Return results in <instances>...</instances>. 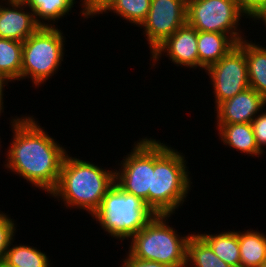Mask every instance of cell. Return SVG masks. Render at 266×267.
I'll use <instances>...</instances> for the list:
<instances>
[{
	"label": "cell",
	"instance_id": "cell-1",
	"mask_svg": "<svg viewBox=\"0 0 266 267\" xmlns=\"http://www.w3.org/2000/svg\"><path fill=\"white\" fill-rule=\"evenodd\" d=\"M24 116L9 120L13 135L3 165L32 188L49 194L56 187L64 157L70 152L44 131L34 115Z\"/></svg>",
	"mask_w": 266,
	"mask_h": 267
},
{
	"label": "cell",
	"instance_id": "cell-2",
	"mask_svg": "<svg viewBox=\"0 0 266 267\" xmlns=\"http://www.w3.org/2000/svg\"><path fill=\"white\" fill-rule=\"evenodd\" d=\"M114 183L115 169H105L67 153L57 185L49 195L60 200L66 209L83 210L91 216Z\"/></svg>",
	"mask_w": 266,
	"mask_h": 267
},
{
	"label": "cell",
	"instance_id": "cell-3",
	"mask_svg": "<svg viewBox=\"0 0 266 267\" xmlns=\"http://www.w3.org/2000/svg\"><path fill=\"white\" fill-rule=\"evenodd\" d=\"M154 139V170L148 207L157 214L174 215L187 200L193 182L183 152Z\"/></svg>",
	"mask_w": 266,
	"mask_h": 267
},
{
	"label": "cell",
	"instance_id": "cell-4",
	"mask_svg": "<svg viewBox=\"0 0 266 267\" xmlns=\"http://www.w3.org/2000/svg\"><path fill=\"white\" fill-rule=\"evenodd\" d=\"M168 214L155 215L129 240L128 253L141 260L156 261L170 267H186L187 241L192 233L181 236L169 225ZM169 219V220H168Z\"/></svg>",
	"mask_w": 266,
	"mask_h": 267
},
{
	"label": "cell",
	"instance_id": "cell-5",
	"mask_svg": "<svg viewBox=\"0 0 266 267\" xmlns=\"http://www.w3.org/2000/svg\"><path fill=\"white\" fill-rule=\"evenodd\" d=\"M155 215L139 197L121 190L114 183L91 217L106 235L122 242L137 234Z\"/></svg>",
	"mask_w": 266,
	"mask_h": 267
},
{
	"label": "cell",
	"instance_id": "cell-6",
	"mask_svg": "<svg viewBox=\"0 0 266 267\" xmlns=\"http://www.w3.org/2000/svg\"><path fill=\"white\" fill-rule=\"evenodd\" d=\"M63 33L56 26L40 27L23 42L21 80L30 79L38 88L61 69L66 45Z\"/></svg>",
	"mask_w": 266,
	"mask_h": 267
},
{
	"label": "cell",
	"instance_id": "cell-7",
	"mask_svg": "<svg viewBox=\"0 0 266 267\" xmlns=\"http://www.w3.org/2000/svg\"><path fill=\"white\" fill-rule=\"evenodd\" d=\"M186 14L187 24L197 31L227 34L236 44L246 38L240 30L246 16L235 0H187Z\"/></svg>",
	"mask_w": 266,
	"mask_h": 267
},
{
	"label": "cell",
	"instance_id": "cell-8",
	"mask_svg": "<svg viewBox=\"0 0 266 267\" xmlns=\"http://www.w3.org/2000/svg\"><path fill=\"white\" fill-rule=\"evenodd\" d=\"M131 152L120 161L115 170V184L123 191L139 197L148 206L154 170V139L142 137L135 141Z\"/></svg>",
	"mask_w": 266,
	"mask_h": 267
},
{
	"label": "cell",
	"instance_id": "cell-9",
	"mask_svg": "<svg viewBox=\"0 0 266 267\" xmlns=\"http://www.w3.org/2000/svg\"><path fill=\"white\" fill-rule=\"evenodd\" d=\"M205 72L214 90V109L250 87L245 53L238 44Z\"/></svg>",
	"mask_w": 266,
	"mask_h": 267
},
{
	"label": "cell",
	"instance_id": "cell-10",
	"mask_svg": "<svg viewBox=\"0 0 266 267\" xmlns=\"http://www.w3.org/2000/svg\"><path fill=\"white\" fill-rule=\"evenodd\" d=\"M187 0H151L146 19L139 26L151 52L187 23Z\"/></svg>",
	"mask_w": 266,
	"mask_h": 267
},
{
	"label": "cell",
	"instance_id": "cell-11",
	"mask_svg": "<svg viewBox=\"0 0 266 267\" xmlns=\"http://www.w3.org/2000/svg\"><path fill=\"white\" fill-rule=\"evenodd\" d=\"M197 39L198 31L186 23L151 52L150 65L154 67L166 56L177 67L199 68Z\"/></svg>",
	"mask_w": 266,
	"mask_h": 267
},
{
	"label": "cell",
	"instance_id": "cell-12",
	"mask_svg": "<svg viewBox=\"0 0 266 267\" xmlns=\"http://www.w3.org/2000/svg\"><path fill=\"white\" fill-rule=\"evenodd\" d=\"M2 4L0 5V38L23 43L41 27L31 9L22 0H5Z\"/></svg>",
	"mask_w": 266,
	"mask_h": 267
},
{
	"label": "cell",
	"instance_id": "cell-13",
	"mask_svg": "<svg viewBox=\"0 0 266 267\" xmlns=\"http://www.w3.org/2000/svg\"><path fill=\"white\" fill-rule=\"evenodd\" d=\"M265 105L266 99L249 87L215 108V123H251Z\"/></svg>",
	"mask_w": 266,
	"mask_h": 267
},
{
	"label": "cell",
	"instance_id": "cell-14",
	"mask_svg": "<svg viewBox=\"0 0 266 267\" xmlns=\"http://www.w3.org/2000/svg\"><path fill=\"white\" fill-rule=\"evenodd\" d=\"M219 139L224 146L233 148L240 153L252 157H261L262 152L258 149L251 123H216Z\"/></svg>",
	"mask_w": 266,
	"mask_h": 267
},
{
	"label": "cell",
	"instance_id": "cell-15",
	"mask_svg": "<svg viewBox=\"0 0 266 267\" xmlns=\"http://www.w3.org/2000/svg\"><path fill=\"white\" fill-rule=\"evenodd\" d=\"M236 45L227 34L198 31L199 70L203 69L205 71Z\"/></svg>",
	"mask_w": 266,
	"mask_h": 267
},
{
	"label": "cell",
	"instance_id": "cell-16",
	"mask_svg": "<svg viewBox=\"0 0 266 267\" xmlns=\"http://www.w3.org/2000/svg\"><path fill=\"white\" fill-rule=\"evenodd\" d=\"M242 39L238 45L247 61L249 86L266 99V46Z\"/></svg>",
	"mask_w": 266,
	"mask_h": 267
},
{
	"label": "cell",
	"instance_id": "cell-17",
	"mask_svg": "<svg viewBox=\"0 0 266 267\" xmlns=\"http://www.w3.org/2000/svg\"><path fill=\"white\" fill-rule=\"evenodd\" d=\"M240 267H258L266 262V235L259 230L238 231Z\"/></svg>",
	"mask_w": 266,
	"mask_h": 267
},
{
	"label": "cell",
	"instance_id": "cell-18",
	"mask_svg": "<svg viewBox=\"0 0 266 267\" xmlns=\"http://www.w3.org/2000/svg\"><path fill=\"white\" fill-rule=\"evenodd\" d=\"M41 27H55L59 19L71 13L77 0H22ZM66 15V16H65ZM46 21V22H45ZM48 22V23H47Z\"/></svg>",
	"mask_w": 266,
	"mask_h": 267
},
{
	"label": "cell",
	"instance_id": "cell-19",
	"mask_svg": "<svg viewBox=\"0 0 266 267\" xmlns=\"http://www.w3.org/2000/svg\"><path fill=\"white\" fill-rule=\"evenodd\" d=\"M212 251L231 267H240L238 231H222L216 234L197 232Z\"/></svg>",
	"mask_w": 266,
	"mask_h": 267
},
{
	"label": "cell",
	"instance_id": "cell-20",
	"mask_svg": "<svg viewBox=\"0 0 266 267\" xmlns=\"http://www.w3.org/2000/svg\"><path fill=\"white\" fill-rule=\"evenodd\" d=\"M14 240L6 251L3 264L8 267H52L47 253L27 244L13 245Z\"/></svg>",
	"mask_w": 266,
	"mask_h": 267
},
{
	"label": "cell",
	"instance_id": "cell-21",
	"mask_svg": "<svg viewBox=\"0 0 266 267\" xmlns=\"http://www.w3.org/2000/svg\"><path fill=\"white\" fill-rule=\"evenodd\" d=\"M186 267H231L221 260L211 247L198 235L192 233L187 241Z\"/></svg>",
	"mask_w": 266,
	"mask_h": 267
},
{
	"label": "cell",
	"instance_id": "cell-22",
	"mask_svg": "<svg viewBox=\"0 0 266 267\" xmlns=\"http://www.w3.org/2000/svg\"><path fill=\"white\" fill-rule=\"evenodd\" d=\"M23 43L0 38V72L11 81L21 80Z\"/></svg>",
	"mask_w": 266,
	"mask_h": 267
},
{
	"label": "cell",
	"instance_id": "cell-23",
	"mask_svg": "<svg viewBox=\"0 0 266 267\" xmlns=\"http://www.w3.org/2000/svg\"><path fill=\"white\" fill-rule=\"evenodd\" d=\"M150 4L151 0H117L107 13H116L122 20L139 27L147 17Z\"/></svg>",
	"mask_w": 266,
	"mask_h": 267
},
{
	"label": "cell",
	"instance_id": "cell-24",
	"mask_svg": "<svg viewBox=\"0 0 266 267\" xmlns=\"http://www.w3.org/2000/svg\"><path fill=\"white\" fill-rule=\"evenodd\" d=\"M17 223L11 216L0 210V263H3L6 251L11 244V241L15 238L17 232Z\"/></svg>",
	"mask_w": 266,
	"mask_h": 267
},
{
	"label": "cell",
	"instance_id": "cell-25",
	"mask_svg": "<svg viewBox=\"0 0 266 267\" xmlns=\"http://www.w3.org/2000/svg\"><path fill=\"white\" fill-rule=\"evenodd\" d=\"M117 0H80V14L85 19L107 13Z\"/></svg>",
	"mask_w": 266,
	"mask_h": 267
},
{
	"label": "cell",
	"instance_id": "cell-26",
	"mask_svg": "<svg viewBox=\"0 0 266 267\" xmlns=\"http://www.w3.org/2000/svg\"><path fill=\"white\" fill-rule=\"evenodd\" d=\"M258 149L265 153L266 147V110L261 111L251 122Z\"/></svg>",
	"mask_w": 266,
	"mask_h": 267
},
{
	"label": "cell",
	"instance_id": "cell-27",
	"mask_svg": "<svg viewBox=\"0 0 266 267\" xmlns=\"http://www.w3.org/2000/svg\"><path fill=\"white\" fill-rule=\"evenodd\" d=\"M239 10L246 19H255L262 11L266 10V0H235Z\"/></svg>",
	"mask_w": 266,
	"mask_h": 267
},
{
	"label": "cell",
	"instance_id": "cell-28",
	"mask_svg": "<svg viewBox=\"0 0 266 267\" xmlns=\"http://www.w3.org/2000/svg\"><path fill=\"white\" fill-rule=\"evenodd\" d=\"M122 260L123 263L121 264V267H170L156 261L134 258L128 252H126V256Z\"/></svg>",
	"mask_w": 266,
	"mask_h": 267
},
{
	"label": "cell",
	"instance_id": "cell-29",
	"mask_svg": "<svg viewBox=\"0 0 266 267\" xmlns=\"http://www.w3.org/2000/svg\"><path fill=\"white\" fill-rule=\"evenodd\" d=\"M8 82H12L3 73L0 72V112L4 113V87L8 85Z\"/></svg>",
	"mask_w": 266,
	"mask_h": 267
},
{
	"label": "cell",
	"instance_id": "cell-30",
	"mask_svg": "<svg viewBox=\"0 0 266 267\" xmlns=\"http://www.w3.org/2000/svg\"><path fill=\"white\" fill-rule=\"evenodd\" d=\"M253 21L255 23L260 21L262 24H264V28H266V10L262 11Z\"/></svg>",
	"mask_w": 266,
	"mask_h": 267
},
{
	"label": "cell",
	"instance_id": "cell-31",
	"mask_svg": "<svg viewBox=\"0 0 266 267\" xmlns=\"http://www.w3.org/2000/svg\"><path fill=\"white\" fill-rule=\"evenodd\" d=\"M258 267H266V262L265 263H262L260 266Z\"/></svg>",
	"mask_w": 266,
	"mask_h": 267
},
{
	"label": "cell",
	"instance_id": "cell-32",
	"mask_svg": "<svg viewBox=\"0 0 266 267\" xmlns=\"http://www.w3.org/2000/svg\"><path fill=\"white\" fill-rule=\"evenodd\" d=\"M0 267H8V266H6V265L3 264V263H0Z\"/></svg>",
	"mask_w": 266,
	"mask_h": 267
}]
</instances>
